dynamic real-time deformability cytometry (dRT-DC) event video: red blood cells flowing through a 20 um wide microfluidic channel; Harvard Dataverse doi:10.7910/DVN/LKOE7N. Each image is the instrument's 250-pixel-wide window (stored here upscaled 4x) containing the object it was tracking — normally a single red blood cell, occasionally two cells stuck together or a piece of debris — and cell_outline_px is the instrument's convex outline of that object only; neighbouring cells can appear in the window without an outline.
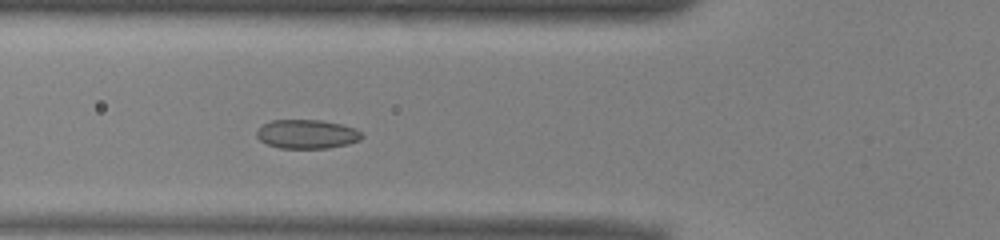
{"species": "common noctule bat (a hibernating species)", "species_latin": "Nyctalus noctula", "temperature_condition": "warm", "stored_images_in_passage": 41, "camera_frame_rate_fps": 3000, "um_per_image_px": 0.085, "animal": {"sex": "male", "body_mass_g": 13.0, "forearm_length_mm": 53.1}, "frame": {"image": 1, "passage_image": 8, "time_ms": 2.333, "image_size_px": [1000, 240], "cell_outline_px": [[364, 136], [360, 140], [348, 144], [328, 148], [280, 148], [268, 144], [260, 140], [256, 136], [256, 132], [264, 124], [272, 120], [320, 120], [340, 124], [356, 128], [364, 132]], "centroid_in_image_um": [26.14, 11.4], "position_along_channel_um": 99.7, "area_um2": 17.8}}
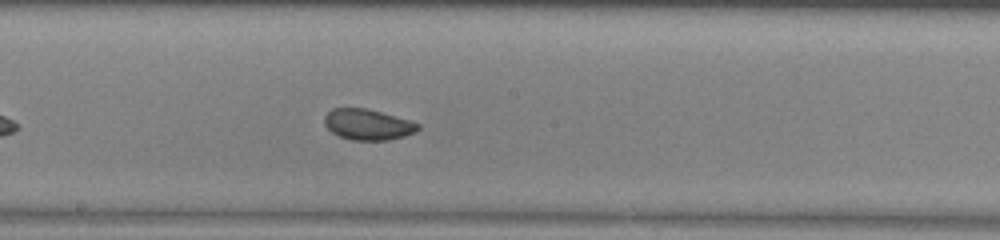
{"frame": {"image": 2, "passage_image": 17, "time_ms": 5.333, "image_size_px": [1000, 240], "cell_outline_px": [[420, 128], [416, 132], [404, 136], [388, 140], [352, 140], [340, 136], [332, 132], [324, 124], [324, 116], [332, 108], [368, 108], [408, 120], [420, 124]], "centroid_in_image_um": [31.26, 10.58], "position_along_channel_um": 216.9, "area_um2": 16.76}}
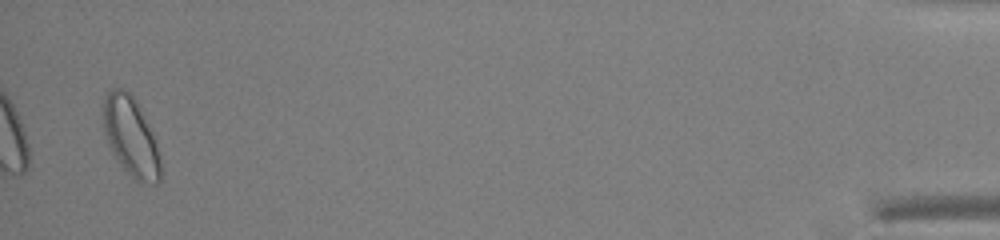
{"frame": {"image": 3, "passage_image": 40, "time_ms": 13.0, "image_size_px": [1000, 240], "cell_outline_px": [[160, 180], [156, 184], [136, 180], [120, 164], [112, 152], [108, 144], [104, 132], [104, 96], [108, 88], [124, 88], [136, 100], [156, 140], [160, 160]], "centroid_in_image_um": [11.11, 11.58], "position_along_channel_um": 424.1, "area_um2": 26.18}, "authors_computed_cell_mechanics": {"area_um2": 18.0914, "velocity_mm_per_s": 3.9125, "shape_relaxation_time_tau1_ms": 3.2129, "shape_relaxation_time_tau2_ms": 1.8061, "deformation_change_tau1": 0.0758, "deformation_change_tau2": 0.0581}}